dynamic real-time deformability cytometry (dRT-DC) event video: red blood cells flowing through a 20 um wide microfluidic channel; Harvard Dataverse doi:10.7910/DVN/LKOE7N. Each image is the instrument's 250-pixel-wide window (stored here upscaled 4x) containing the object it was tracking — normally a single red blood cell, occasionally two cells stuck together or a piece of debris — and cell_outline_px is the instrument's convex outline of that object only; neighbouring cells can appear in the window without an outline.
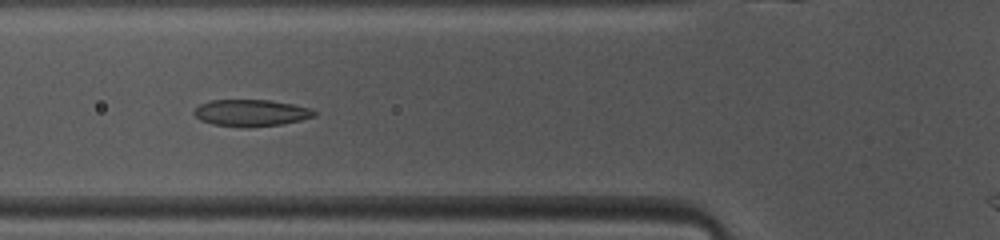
{"species": "common noctule bat (a hibernating species)", "species_latin": "Nyctalus noctula", "temperature_condition": "warm", "stored_images_in_passage": 33, "camera_frame_rate_fps": 3000, "um_per_image_px": 0.085, "animal": {"sex": "female", "body_mass_g": 10.0, "forearm_length_mm": 53.1}, "frame": {"image": 1, "passage_image": 7, "time_ms": 2.0, "image_size_px": [1000, 240], "cell_outline_px": [[316, 116], [300, 120], [280, 124], [248, 128], [244, 128], [212, 124], [200, 120], [192, 112], [200, 104], [208, 100], [268, 100], [292, 104], [312, 108], [316, 112]], "centroid_in_image_um": [21.32, 9.6], "position_along_channel_um": 104.5, "area_um2": 18.84}}
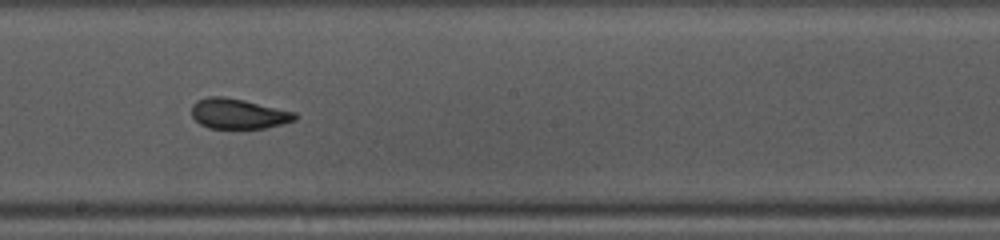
{"frame": {"image": 2, "passage_image": 16, "time_ms": 5.0, "image_size_px": [1000, 240], "cell_outline_px": [[296, 120], [284, 124], [264, 128], [208, 128], [200, 124], [192, 116], [192, 104], [196, 100], [208, 96], [220, 96], [244, 100], [296, 112]], "centroid_in_image_um": [20.25, 9.66], "position_along_channel_um": 227.9, "area_um2": 18.21}}
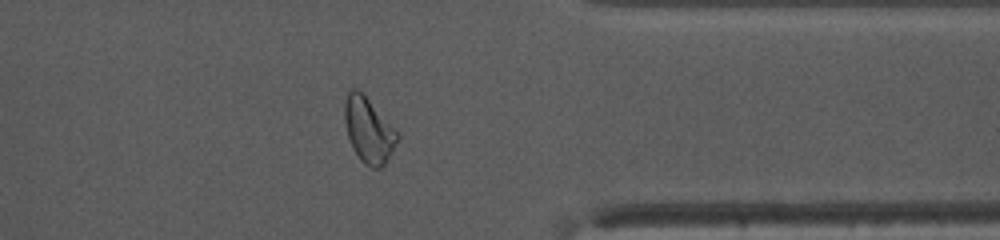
{"frame": {"image": 3, "passage_image": 28, "time_ms": 9.0, "image_size_px": [1000, 240], "cell_outline_px": [[400, 136], [384, 164], [380, 168], [372, 168], [364, 164], [360, 160], [352, 148], [348, 136], [344, 120], [344, 104], [348, 92], [352, 88], [356, 88], [400, 132]], "centroid_in_image_um": [31.33, 11.08], "position_along_channel_um": 380.1, "area_um2": 19.88}, "authors_computed_cell_mechanics": {"area_um2": 18.6694, "velocity_mm_per_s": 4.1096, "shape_relaxation_time_tau1_ms": 5.9775, "shape_relaxation_time_tau2_ms": 1.3857, "deformation_change_tau1": 0.1773, "deformation_change_tau2": 0.0692}}